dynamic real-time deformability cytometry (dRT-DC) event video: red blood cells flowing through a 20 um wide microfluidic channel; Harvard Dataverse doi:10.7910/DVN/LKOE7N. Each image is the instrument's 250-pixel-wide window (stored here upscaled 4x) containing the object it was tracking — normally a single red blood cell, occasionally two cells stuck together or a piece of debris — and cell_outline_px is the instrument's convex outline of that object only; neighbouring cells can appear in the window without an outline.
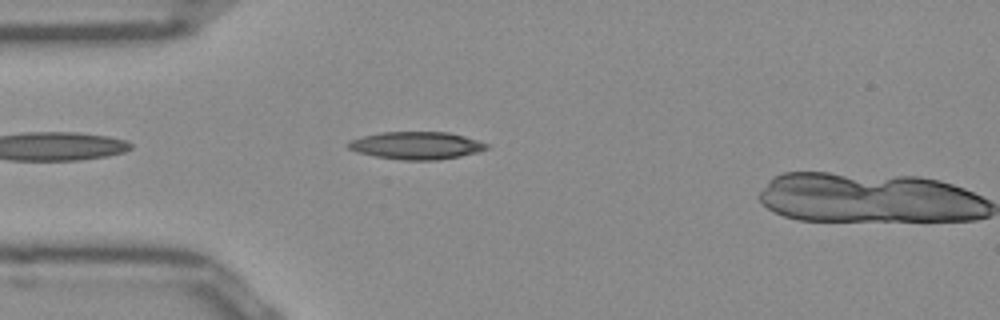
{"species": "Egyptian fruit bat (a non-hibernating species)", "species_latin": "Rousettus aegyptiacus", "temperature_condition": "room temperature", "stored_images_in_passage": 5, "camera_frame_rate_fps": 3000, "um_per_image_px": 0.085, "frame": {"image": 1, "passage_image": 4, "time_ms": 1.0, "image_size_px": [1000, 320], "cell_outline_px": [[488, 148], [476, 152], [460, 156], [440, 160], [404, 160], [376, 156], [356, 152], [348, 148], [348, 140], [380, 132], [448, 132], [464, 136], [488, 144]], "centroid_in_image_um": [35.37, 12.36], "position_along_channel_um": 49.6, "area_um2": 22.08}}